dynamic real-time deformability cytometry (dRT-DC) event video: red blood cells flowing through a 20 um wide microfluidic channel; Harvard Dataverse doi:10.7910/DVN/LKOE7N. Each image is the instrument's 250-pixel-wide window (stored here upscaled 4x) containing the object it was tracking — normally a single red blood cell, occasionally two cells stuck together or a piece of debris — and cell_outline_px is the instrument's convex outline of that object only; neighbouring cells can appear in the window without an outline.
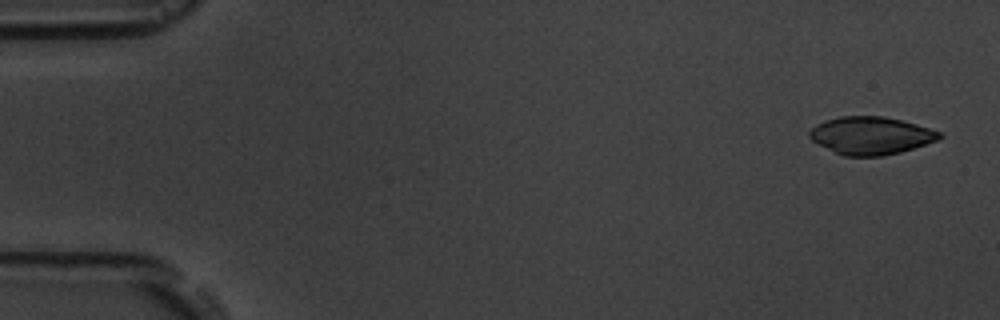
{"species": "common noctule bat (a hibernating species)", "species_latin": "Nyctalus noctula", "temperature_condition": "room temperature", "stored_images_in_passage": 4, "camera_frame_rate_fps": 3000, "um_per_image_px": 0.085, "animal": {"sex": "male", "body_mass_g": 19.5, "forearm_length_mm": 54.6}, "frame": {"image": 1, "passage_image": 1, "time_ms": 0.0, "image_size_px": [1000, 320], "cell_outline_px": [[944, 136], [936, 140], [900, 152], [884, 156], [844, 156], [812, 140], [808, 136], [808, 132], [816, 124], [824, 120], [840, 116], [884, 116], [916, 124], [940, 132]], "centroid_in_image_um": [74.0, 11.51], "position_along_channel_um": 11.0, "area_um2": 28.26}}